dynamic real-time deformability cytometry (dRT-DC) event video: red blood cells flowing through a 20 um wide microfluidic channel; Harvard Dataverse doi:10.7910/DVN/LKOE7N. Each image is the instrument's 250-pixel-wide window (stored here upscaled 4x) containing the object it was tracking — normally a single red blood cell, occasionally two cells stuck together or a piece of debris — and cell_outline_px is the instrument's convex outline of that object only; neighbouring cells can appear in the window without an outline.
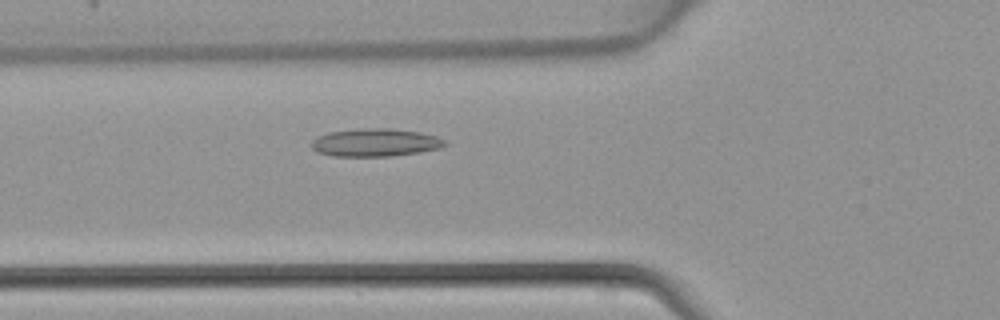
{"species": "common noctule bat (a hibernating species)", "species_latin": "Nyctalus noctula", "temperature_condition": "warm", "stored_images_in_passage": 33, "camera_frame_rate_fps": 3000, "um_per_image_px": 0.085, "animal": {"sex": "female", "body_mass_g": 22.7, "forearm_length_mm": 54.2}, "frame": {"image": 1, "passage_image": 4, "time_ms": 1.0, "image_size_px": [1000, 320], "cell_outline_px": [[448, 144], [440, 148], [420, 152], [392, 156], [332, 156], [316, 152], [312, 148], [312, 140], [316, 136], [328, 132], [364, 128], [392, 128], [420, 132], [436, 136], [444, 140]], "centroid_in_image_um": [31.89, 12.11], "position_along_channel_um": 93.9, "area_um2": 21.85}}
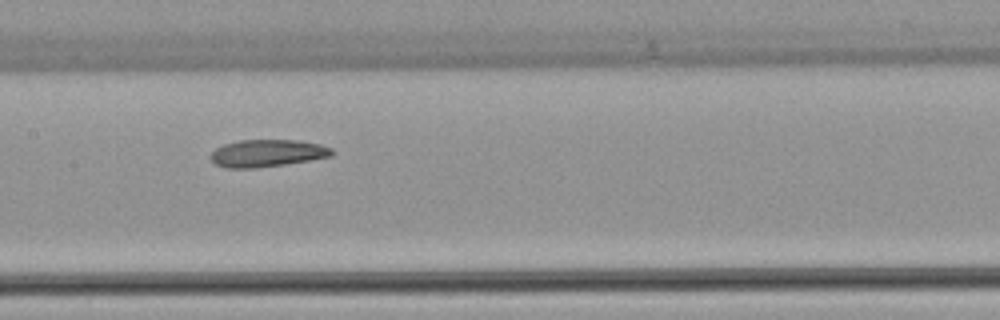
{"frame": {"image": 2, "passage_image": 10, "time_ms": 3.0, "image_size_px": [1000, 320], "cell_outline_px": [[336, 152], [332, 156], [284, 164], [256, 168], [228, 168], [216, 164], [212, 160], [212, 152], [216, 148], [224, 144], [240, 140], [300, 140], [320, 144], [332, 148]], "centroid_in_image_um": [22.76, 13.01], "position_along_channel_um": 184.6, "area_um2": 19.19}}
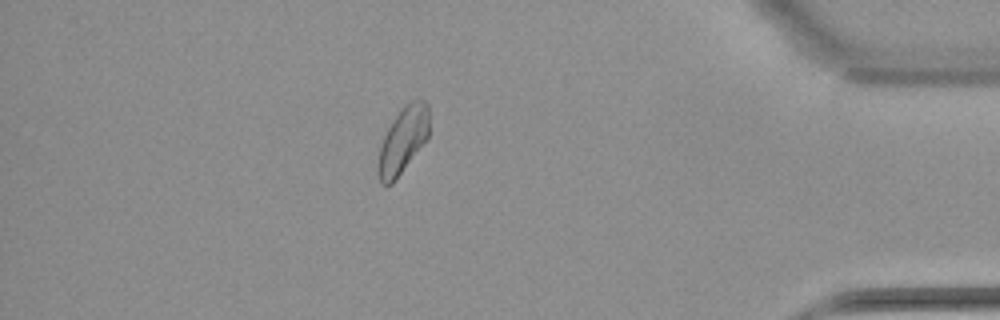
{"frame": {"image": 3, "passage_image": 27, "time_ms": 8.667, "image_size_px": [1000, 320], "cell_outline_px": [[428, 136], [392, 184], [380, 184], [376, 168], [376, 164], [380, 144], [392, 120], [400, 108], [404, 104], [420, 96], [428, 104]], "centroid_in_image_um": [34.21, 11.88], "position_along_channel_um": 401.0, "area_um2": 19.77}}